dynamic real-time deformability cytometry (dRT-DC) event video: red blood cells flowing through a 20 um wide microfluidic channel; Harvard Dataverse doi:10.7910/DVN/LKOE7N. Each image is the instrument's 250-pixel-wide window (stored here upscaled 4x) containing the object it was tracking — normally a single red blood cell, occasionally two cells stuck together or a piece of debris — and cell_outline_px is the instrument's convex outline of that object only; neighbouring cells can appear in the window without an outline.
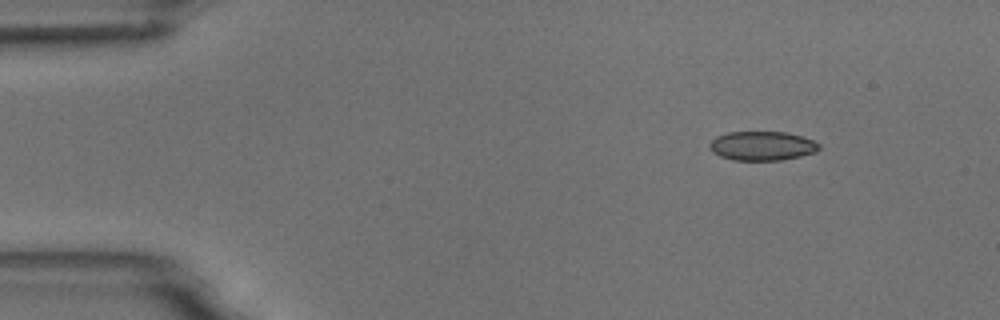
{"species": "common noctule bat (a hibernating species)", "species_latin": "Nyctalus noctula", "temperature_condition": "room temperature", "stored_images_in_passage": 8, "camera_frame_rate_fps": 3000, "um_per_image_px": 0.085, "animal": {"sex": "male", "body_mass_g": 18.8}, "frame": {"image": 1, "passage_image": 1, "time_ms": 0.0, "image_size_px": [1000, 320], "cell_outline_px": [[820, 148], [816, 152], [800, 156], [780, 160], [732, 160], [720, 156], [712, 152], [708, 148], [708, 144], [716, 136], [728, 132], [788, 132], [812, 140], [820, 144]], "centroid_in_image_um": [64.75, 12.4], "position_along_channel_um": 20.3, "area_um2": 18.67}}
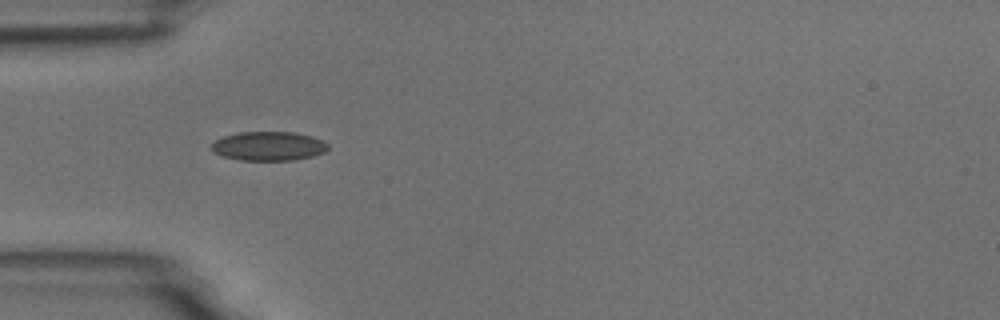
{"frame": {"image": 2, "passage_image": 4, "time_ms": 3.333, "image_size_px": [1000, 320], "cell_outline_px": [[328, 148], [324, 152], [312, 156], [292, 160], [240, 160], [224, 156], [212, 152], [208, 148], [216, 140], [224, 136], [236, 132], [292, 132], [312, 136], [324, 140], [328, 144]], "centroid_in_image_um": [22.81, 12.41], "position_along_channel_um": 62.2, "area_um2": 19.83}}
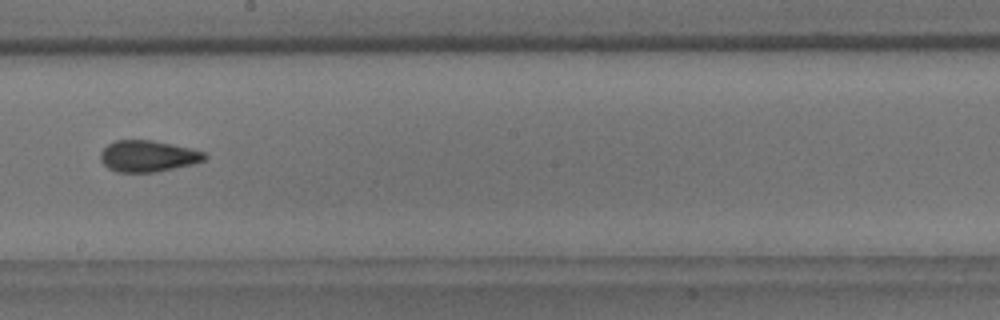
{"frame": {"image": 3, "passage_image": 8, "time_ms": 8.0, "image_size_px": [1000, 320], "cell_outline_px": [[208, 156], [204, 160], [192, 164], [156, 172], [116, 172], [108, 168], [100, 160], [100, 152], [108, 144], [116, 140], [152, 140], [192, 148], [204, 152]], "centroid_in_image_um": [12.56, 13.27], "position_along_channel_um": 235.6, "area_um2": 19.07}}